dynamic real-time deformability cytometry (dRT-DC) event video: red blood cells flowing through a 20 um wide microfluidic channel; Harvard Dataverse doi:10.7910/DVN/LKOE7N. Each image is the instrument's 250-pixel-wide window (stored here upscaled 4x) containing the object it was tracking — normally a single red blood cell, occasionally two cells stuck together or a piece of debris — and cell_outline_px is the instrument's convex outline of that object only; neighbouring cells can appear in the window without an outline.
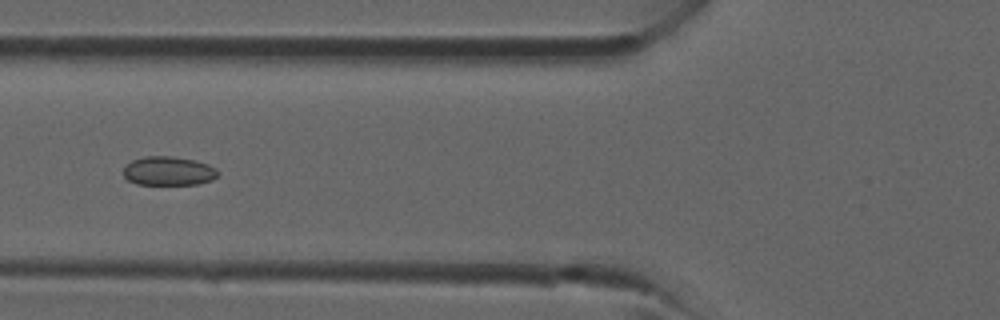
{"species": "common noctule bat (a hibernating species)", "species_latin": "Nyctalus noctula", "temperature_condition": "room temperature", "stored_images_in_passage": 37, "camera_frame_rate_fps": 3000, "um_per_image_px": 0.085, "animal": {"sex": "male", "forearm_length_mm": 52.5}, "frame": {"image": 1, "passage_image": 14, "time_ms": 4.333, "image_size_px": [1000, 320], "cell_outline_px": [[220, 172], [212, 180], [196, 184], [136, 184], [128, 180], [124, 176], [124, 168], [132, 160], [144, 156], [172, 156], [196, 160], [208, 164], [216, 168]], "centroid_in_image_um": [14.34, 14.52], "position_along_channel_um": 111.5, "area_um2": 15.95}}
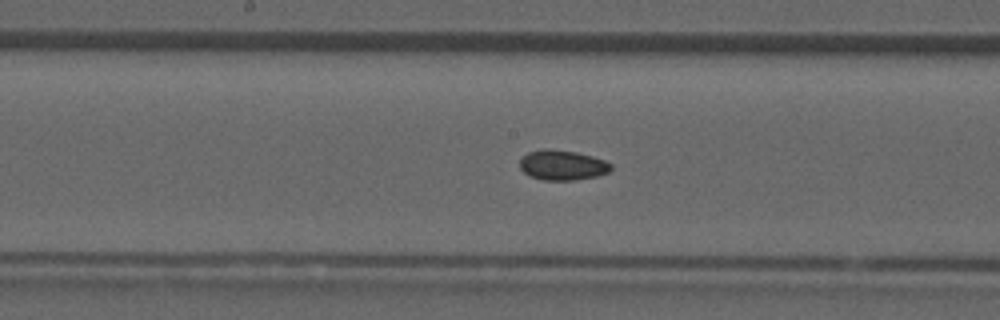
{"frame": {"image": 2, "passage_image": 19, "time_ms": 6.0, "image_size_px": [1000, 320], "cell_outline_px": [[612, 168], [608, 172], [596, 176], [572, 180], [544, 180], [528, 176], [520, 168], [520, 160], [528, 152], [544, 148], [548, 148], [576, 152], [592, 156], [604, 160], [612, 164]], "centroid_in_image_um": [47.79, 14.03], "position_along_channel_um": 200.4, "area_um2": 15.95}}
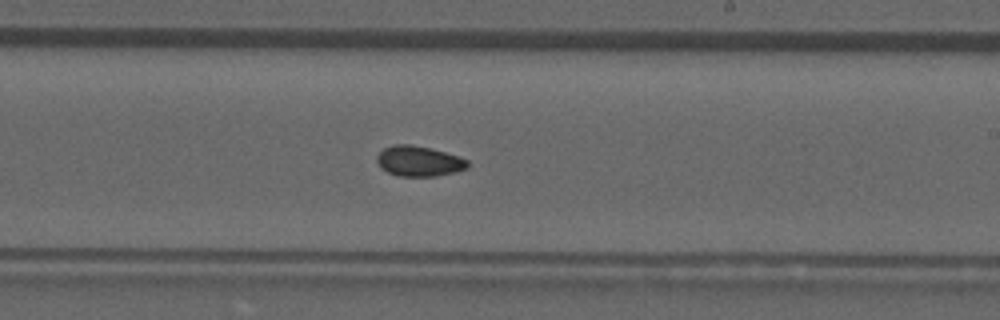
{"frame": {"image": 3, "passage_image": 22, "time_ms": 7.0, "image_size_px": [1000, 320], "cell_outline_px": [[468, 168], [456, 172], [436, 176], [396, 176], [380, 168], [376, 160], [376, 156], [384, 148], [392, 144], [412, 144], [432, 148], [468, 160]], "centroid_in_image_um": [35.58, 13.69], "position_along_channel_um": 253.4, "area_um2": 16.18}}